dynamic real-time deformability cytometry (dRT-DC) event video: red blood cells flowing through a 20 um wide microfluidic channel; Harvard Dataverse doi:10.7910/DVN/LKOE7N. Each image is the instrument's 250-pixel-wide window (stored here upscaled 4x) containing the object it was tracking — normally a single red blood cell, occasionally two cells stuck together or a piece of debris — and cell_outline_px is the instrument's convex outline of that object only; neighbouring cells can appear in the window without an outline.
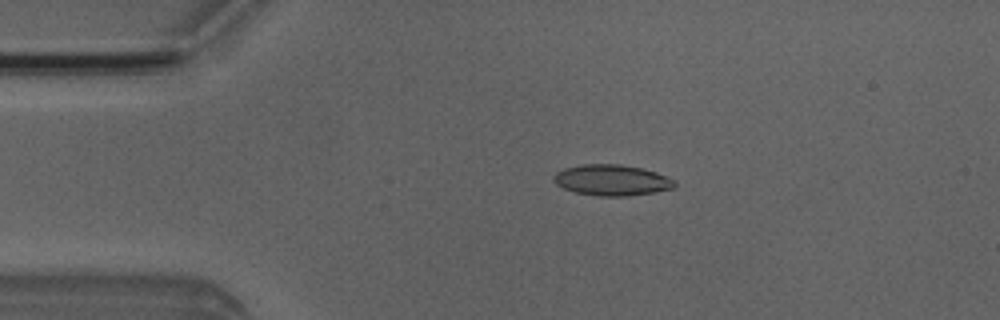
{"species": "Egyptian fruit bat (a non-hibernating species)", "species_latin": "Rousettus aegyptiacus", "temperature_condition": "room temperature", "stored_images_in_passage": 4, "camera_frame_rate_fps": 3000, "um_per_image_px": 0.085, "animal": {"sex": "male"}, "frame": {"image": 1, "passage_image": 3, "time_ms": 2.333, "image_size_px": [1000, 320], "cell_outline_px": [[676, 184], [672, 188], [652, 192], [628, 196], [600, 196], [576, 192], [564, 188], [556, 184], [552, 180], [552, 176], [556, 172], [564, 168], [584, 164], [620, 164], [644, 168], [656, 172], [676, 180]], "centroid_in_image_um": [51.99, 15.3], "position_along_channel_um": 33.0, "area_um2": 21.79}}